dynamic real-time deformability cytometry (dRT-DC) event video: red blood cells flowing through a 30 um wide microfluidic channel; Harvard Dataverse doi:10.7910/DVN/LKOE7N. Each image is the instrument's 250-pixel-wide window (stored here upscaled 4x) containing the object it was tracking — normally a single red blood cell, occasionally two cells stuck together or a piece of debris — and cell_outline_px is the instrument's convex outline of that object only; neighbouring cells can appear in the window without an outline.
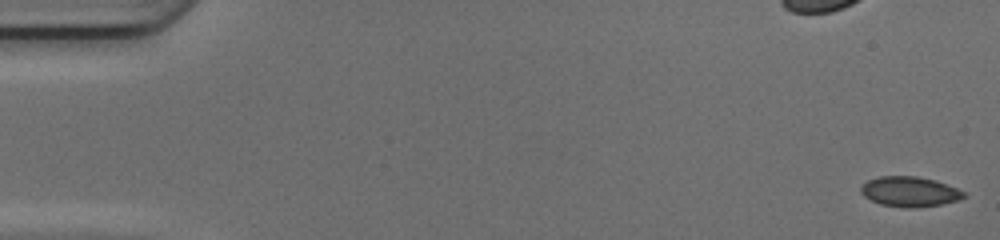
{"species": "common noctule bat (a hibernating species)", "species_latin": "Nyctalus noctula", "temperature_condition": "cold", "stored_images_in_passage": 50, "camera_frame_rate_fps": 3000, "um_per_image_px": 0.085, "animal": {"sex": "female", "body_mass_g": 17.0, "forearm_length_mm": 48.0}, "frame": {"image": 1, "passage_image": 1, "time_ms": 0.0, "image_size_px": [1000, 240], "cell_outline_px": [[968, 196], [960, 200], [940, 204], [916, 208], [904, 208], [880, 204], [864, 196], [860, 192], [860, 188], [868, 180], [880, 176], [916, 176], [936, 180], [968, 192]], "centroid_in_image_um": [77.38, 16.29], "position_along_channel_um": 7.6, "area_um2": 18.26}}
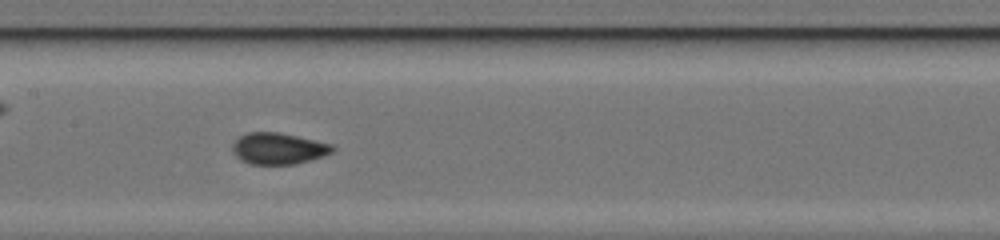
{"frame": {"image": 2, "passage_image": 25, "time_ms": 8.0, "image_size_px": [1000, 240], "cell_outline_px": [[336, 148], [332, 152], [324, 156], [312, 160], [296, 164], [248, 164], [240, 160], [236, 156], [232, 148], [232, 144], [240, 136], [248, 132], [276, 132], [296, 136], [332, 144]], "centroid_in_image_um": [23.67, 12.64], "position_along_channel_um": 183.7, "area_um2": 18.32}}
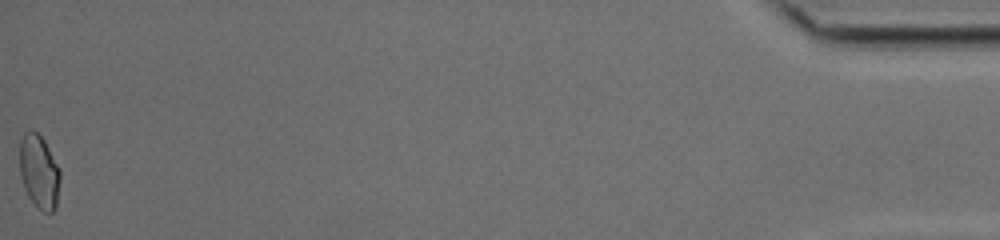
{"frame": {"image": 3, "passage_image": 50, "time_ms": 16.333, "image_size_px": [1000, 240], "cell_outline_px": [[60, 180], [56, 208], [52, 212], [44, 212], [28, 196], [24, 188], [20, 176], [20, 140], [24, 132], [32, 128], [44, 140], [60, 168]], "centroid_in_image_um": [3.33, 14.56], "position_along_channel_um": 431.9, "area_um2": 17.46}, "authors_computed_cell_mechanics": {"area_um2": 17.8024, "velocity_mm_per_s": 4.2118, "shape_relaxation_time_tau1_ms": null, "shape_relaxation_time_tau2_ms": 0.7229, "deformation_change_tau1": null, "deformation_change_tau2": 0.0335}}